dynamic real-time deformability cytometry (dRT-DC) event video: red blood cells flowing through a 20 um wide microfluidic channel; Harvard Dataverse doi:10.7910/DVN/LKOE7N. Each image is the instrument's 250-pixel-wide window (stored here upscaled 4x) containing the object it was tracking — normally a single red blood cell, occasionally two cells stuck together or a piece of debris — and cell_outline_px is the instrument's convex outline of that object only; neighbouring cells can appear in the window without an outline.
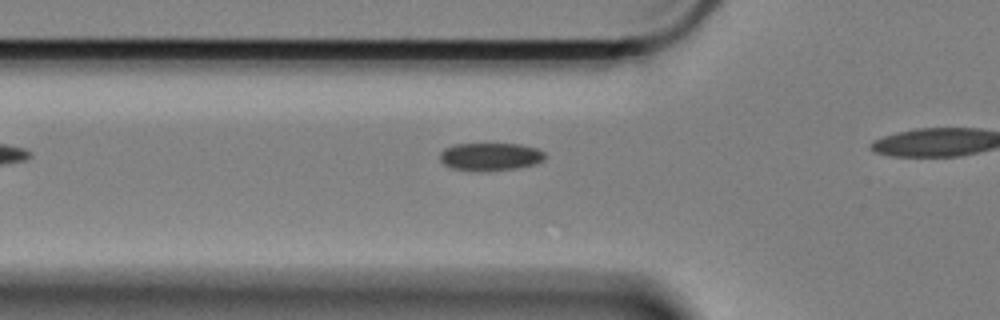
{"species": "Egyptian fruit bat (a non-hibernating species)", "species_latin": "Rousettus aegyptiacus", "temperature_condition": "cold", "stored_images_in_passage": 8, "camera_frame_rate_fps": 3000, "um_per_image_px": 0.085, "animal": {"sex": "female"}, "frame": {"image": 1, "passage_image": 2, "time_ms": 0.333, "image_size_px": [1000, 320], "cell_outline_px": [[544, 160], [536, 164], [516, 168], [480, 172], [452, 168], [444, 164], [440, 160], [440, 152], [444, 148], [452, 144], [520, 144], [536, 148], [544, 152]], "centroid_in_image_um": [41.65, 13.32], "position_along_channel_um": 84.1, "area_um2": 17.17}}
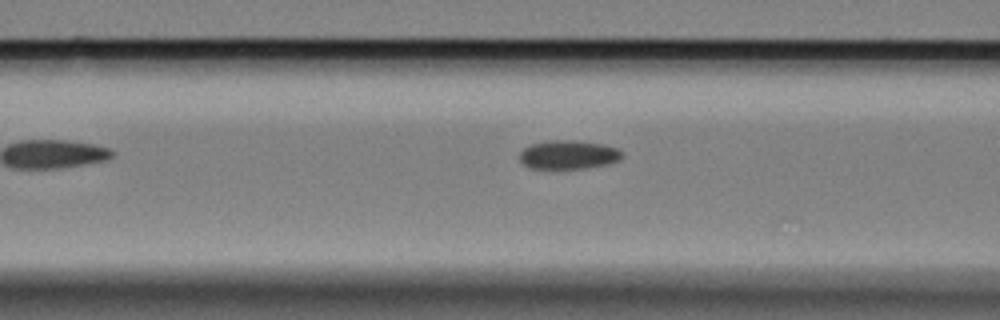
{"frame": {"image": 2, "passage_image": 5, "time_ms": 1.333, "image_size_px": [1000, 320], "cell_outline_px": [[620, 160], [608, 164], [584, 168], [528, 168], [520, 160], [520, 152], [524, 148], [532, 144], [552, 140], [572, 140], [604, 144], [616, 148], [620, 152]], "centroid_in_image_um": [48.3, 13.15], "position_along_channel_um": 118.3, "area_um2": 16.94}}